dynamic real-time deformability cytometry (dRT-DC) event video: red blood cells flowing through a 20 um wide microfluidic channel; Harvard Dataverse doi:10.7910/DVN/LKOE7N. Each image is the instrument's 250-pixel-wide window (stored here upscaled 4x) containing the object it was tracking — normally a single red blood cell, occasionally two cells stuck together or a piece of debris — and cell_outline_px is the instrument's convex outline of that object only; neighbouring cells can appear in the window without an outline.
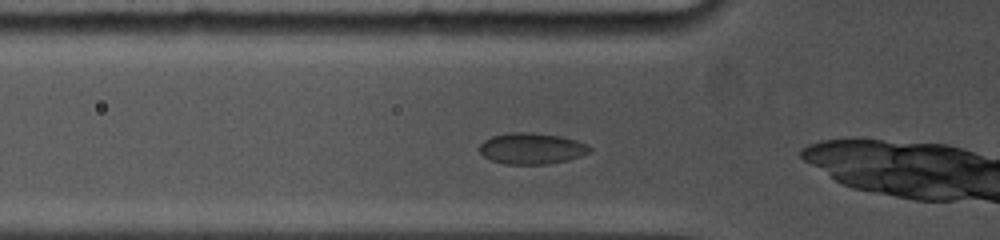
{"species": "common noctule bat (a hibernating species)", "species_latin": "Nyctalus noctula", "temperature_condition": "cold", "stored_images_in_passage": 22, "camera_frame_rate_fps": 5000, "um_per_image_px": 0.085, "animal": {"sex": "female", "body_mass_g": 19.0, "forearm_length_mm": 53.3}, "frame": {"image": 1, "passage_image": 3, "time_ms": 1.0, "image_size_px": [1000, 240], "cell_outline_px": [[592, 152], [568, 160], [548, 164], [504, 164], [492, 160], [484, 156], [480, 152], [480, 144], [484, 140], [492, 136], [508, 132], [532, 132], [560, 136], [576, 140], [592, 148]], "centroid_in_image_um": [45.19, 12.62], "position_along_channel_um": 80.6, "area_um2": 20.06}}
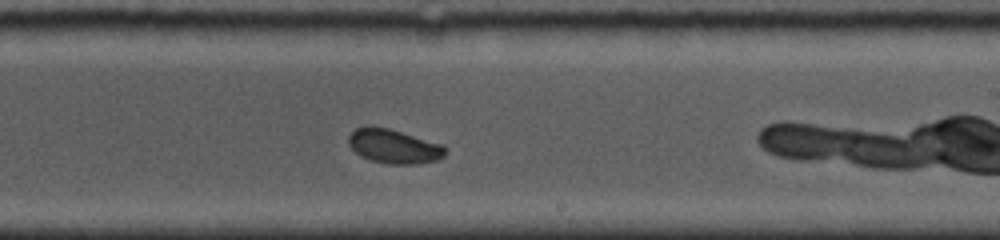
{"frame": {"image": 2, "passage_image": 12, "time_ms": 5.6, "image_size_px": [1000, 240], "cell_outline_px": [[448, 152], [440, 160], [416, 164], [392, 164], [372, 160], [360, 156], [348, 144], [348, 136], [356, 128], [368, 124], [388, 128], [444, 144], [448, 148]], "centroid_in_image_um": [33.52, 12.42], "position_along_channel_um": 255.5, "area_um2": 19.65}}
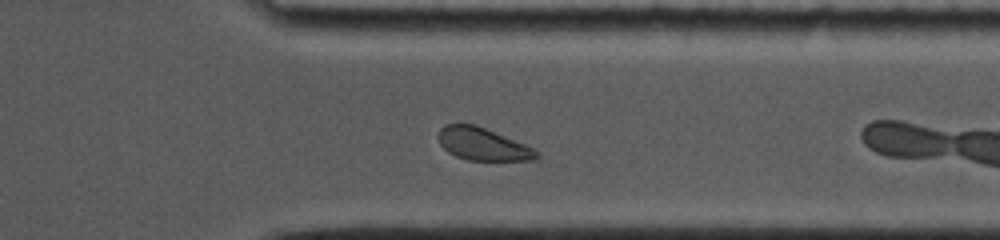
{"frame": {"image": 3, "passage_image": 18, "time_ms": 8.6, "image_size_px": [1000, 240], "cell_outline_px": [[540, 156], [536, 160], [468, 160], [456, 156], [448, 152], [440, 144], [436, 136], [440, 128], [444, 124], [476, 124], [524, 144], [532, 148]], "centroid_in_image_um": [40.98, 12.24], "position_along_channel_um": 370.4, "area_um2": 18.55}, "authors_computed_cell_mechanics": {"area_um2": 19.9121, "velocity_mm_per_s": 3.7982, "shape_relaxation_time_tau1_ms": 6.9903, "shape_relaxation_time_tau2_ms": null, "deformation_change_tau1": 0.1055, "deformation_change_tau2": null}}